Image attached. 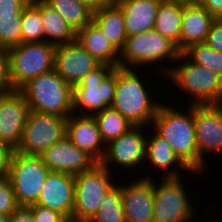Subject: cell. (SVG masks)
<instances>
[{
    "instance_id": "ab89813d",
    "label": "cell",
    "mask_w": 222,
    "mask_h": 222,
    "mask_svg": "<svg viewBox=\"0 0 222 222\" xmlns=\"http://www.w3.org/2000/svg\"><path fill=\"white\" fill-rule=\"evenodd\" d=\"M216 19L222 18V0H197Z\"/></svg>"
},
{
    "instance_id": "1f68e13d",
    "label": "cell",
    "mask_w": 222,
    "mask_h": 222,
    "mask_svg": "<svg viewBox=\"0 0 222 222\" xmlns=\"http://www.w3.org/2000/svg\"><path fill=\"white\" fill-rule=\"evenodd\" d=\"M22 14H0V47L9 49L22 43Z\"/></svg>"
},
{
    "instance_id": "5bb4252c",
    "label": "cell",
    "mask_w": 222,
    "mask_h": 222,
    "mask_svg": "<svg viewBox=\"0 0 222 222\" xmlns=\"http://www.w3.org/2000/svg\"><path fill=\"white\" fill-rule=\"evenodd\" d=\"M29 106L19 90L0 94V142L14 150L20 144Z\"/></svg>"
},
{
    "instance_id": "30bf717a",
    "label": "cell",
    "mask_w": 222,
    "mask_h": 222,
    "mask_svg": "<svg viewBox=\"0 0 222 222\" xmlns=\"http://www.w3.org/2000/svg\"><path fill=\"white\" fill-rule=\"evenodd\" d=\"M68 117L29 110L20 144L15 152L40 156L66 137Z\"/></svg>"
},
{
    "instance_id": "7c38bea8",
    "label": "cell",
    "mask_w": 222,
    "mask_h": 222,
    "mask_svg": "<svg viewBox=\"0 0 222 222\" xmlns=\"http://www.w3.org/2000/svg\"><path fill=\"white\" fill-rule=\"evenodd\" d=\"M198 149V172L205 168L207 152L222 153V104L193 105ZM205 154V155H204Z\"/></svg>"
},
{
    "instance_id": "4316f807",
    "label": "cell",
    "mask_w": 222,
    "mask_h": 222,
    "mask_svg": "<svg viewBox=\"0 0 222 222\" xmlns=\"http://www.w3.org/2000/svg\"><path fill=\"white\" fill-rule=\"evenodd\" d=\"M105 145L126 133L133 125L117 110L108 107L93 115Z\"/></svg>"
},
{
    "instance_id": "8fae6325",
    "label": "cell",
    "mask_w": 222,
    "mask_h": 222,
    "mask_svg": "<svg viewBox=\"0 0 222 222\" xmlns=\"http://www.w3.org/2000/svg\"><path fill=\"white\" fill-rule=\"evenodd\" d=\"M180 177H162L154 183L153 222H190L194 209ZM188 196V197H187ZM188 198V199H187ZM191 203V204H190Z\"/></svg>"
},
{
    "instance_id": "b9f144b4",
    "label": "cell",
    "mask_w": 222,
    "mask_h": 222,
    "mask_svg": "<svg viewBox=\"0 0 222 222\" xmlns=\"http://www.w3.org/2000/svg\"><path fill=\"white\" fill-rule=\"evenodd\" d=\"M0 222H9V216L3 213H0Z\"/></svg>"
},
{
    "instance_id": "3957f363",
    "label": "cell",
    "mask_w": 222,
    "mask_h": 222,
    "mask_svg": "<svg viewBox=\"0 0 222 222\" xmlns=\"http://www.w3.org/2000/svg\"><path fill=\"white\" fill-rule=\"evenodd\" d=\"M19 91L29 110L69 117L73 113V86L54 69L24 84Z\"/></svg>"
},
{
    "instance_id": "ee69618b",
    "label": "cell",
    "mask_w": 222,
    "mask_h": 222,
    "mask_svg": "<svg viewBox=\"0 0 222 222\" xmlns=\"http://www.w3.org/2000/svg\"><path fill=\"white\" fill-rule=\"evenodd\" d=\"M66 222H75V221L70 219V220H67Z\"/></svg>"
},
{
    "instance_id": "ac0fdd59",
    "label": "cell",
    "mask_w": 222,
    "mask_h": 222,
    "mask_svg": "<svg viewBox=\"0 0 222 222\" xmlns=\"http://www.w3.org/2000/svg\"><path fill=\"white\" fill-rule=\"evenodd\" d=\"M75 196V177L61 172H49L36 205L61 213L72 220Z\"/></svg>"
},
{
    "instance_id": "277c9868",
    "label": "cell",
    "mask_w": 222,
    "mask_h": 222,
    "mask_svg": "<svg viewBox=\"0 0 222 222\" xmlns=\"http://www.w3.org/2000/svg\"><path fill=\"white\" fill-rule=\"evenodd\" d=\"M184 61L181 65L170 66L167 72L182 92L192 96V105H219L222 104V77L202 65L192 62L183 52L177 61ZM184 59V60H183Z\"/></svg>"
},
{
    "instance_id": "836d02e7",
    "label": "cell",
    "mask_w": 222,
    "mask_h": 222,
    "mask_svg": "<svg viewBox=\"0 0 222 222\" xmlns=\"http://www.w3.org/2000/svg\"><path fill=\"white\" fill-rule=\"evenodd\" d=\"M32 210L34 222H66L67 219L58 211L40 205L28 206Z\"/></svg>"
},
{
    "instance_id": "e0dca14e",
    "label": "cell",
    "mask_w": 222,
    "mask_h": 222,
    "mask_svg": "<svg viewBox=\"0 0 222 222\" xmlns=\"http://www.w3.org/2000/svg\"><path fill=\"white\" fill-rule=\"evenodd\" d=\"M154 181L146 175L121 185L126 222H153Z\"/></svg>"
},
{
    "instance_id": "7a4b0ae2",
    "label": "cell",
    "mask_w": 222,
    "mask_h": 222,
    "mask_svg": "<svg viewBox=\"0 0 222 222\" xmlns=\"http://www.w3.org/2000/svg\"><path fill=\"white\" fill-rule=\"evenodd\" d=\"M137 74L134 68L117 67V84L110 107L120 112L133 126H146L152 123L161 102L150 98L145 83Z\"/></svg>"
},
{
    "instance_id": "2e32d148",
    "label": "cell",
    "mask_w": 222,
    "mask_h": 222,
    "mask_svg": "<svg viewBox=\"0 0 222 222\" xmlns=\"http://www.w3.org/2000/svg\"><path fill=\"white\" fill-rule=\"evenodd\" d=\"M40 157L49 171L73 176L92 169L98 163L86 151L72 144L67 137L49 147Z\"/></svg>"
},
{
    "instance_id": "d6a6232c",
    "label": "cell",
    "mask_w": 222,
    "mask_h": 222,
    "mask_svg": "<svg viewBox=\"0 0 222 222\" xmlns=\"http://www.w3.org/2000/svg\"><path fill=\"white\" fill-rule=\"evenodd\" d=\"M19 204L16 200L11 182L5 174L0 178V213L10 216Z\"/></svg>"
},
{
    "instance_id": "44dd1931",
    "label": "cell",
    "mask_w": 222,
    "mask_h": 222,
    "mask_svg": "<svg viewBox=\"0 0 222 222\" xmlns=\"http://www.w3.org/2000/svg\"><path fill=\"white\" fill-rule=\"evenodd\" d=\"M121 8L127 36L154 28L155 17L163 0H114Z\"/></svg>"
},
{
    "instance_id": "8992f818",
    "label": "cell",
    "mask_w": 222,
    "mask_h": 222,
    "mask_svg": "<svg viewBox=\"0 0 222 222\" xmlns=\"http://www.w3.org/2000/svg\"><path fill=\"white\" fill-rule=\"evenodd\" d=\"M118 67L133 69L138 66L153 65L162 61H177L181 51L178 46L162 34L152 29L144 33L127 36L119 51ZM169 58V59H168Z\"/></svg>"
},
{
    "instance_id": "ffe728a7",
    "label": "cell",
    "mask_w": 222,
    "mask_h": 222,
    "mask_svg": "<svg viewBox=\"0 0 222 222\" xmlns=\"http://www.w3.org/2000/svg\"><path fill=\"white\" fill-rule=\"evenodd\" d=\"M215 19L197 0H183L180 51L204 43Z\"/></svg>"
},
{
    "instance_id": "e575fe53",
    "label": "cell",
    "mask_w": 222,
    "mask_h": 222,
    "mask_svg": "<svg viewBox=\"0 0 222 222\" xmlns=\"http://www.w3.org/2000/svg\"><path fill=\"white\" fill-rule=\"evenodd\" d=\"M205 43L211 49L222 52V18L215 19L212 23Z\"/></svg>"
},
{
    "instance_id": "603a6c76",
    "label": "cell",
    "mask_w": 222,
    "mask_h": 222,
    "mask_svg": "<svg viewBox=\"0 0 222 222\" xmlns=\"http://www.w3.org/2000/svg\"><path fill=\"white\" fill-rule=\"evenodd\" d=\"M92 21L100 28L104 36L116 47L122 49L127 38L124 15L115 2L102 7L92 14Z\"/></svg>"
},
{
    "instance_id": "d590c367",
    "label": "cell",
    "mask_w": 222,
    "mask_h": 222,
    "mask_svg": "<svg viewBox=\"0 0 222 222\" xmlns=\"http://www.w3.org/2000/svg\"><path fill=\"white\" fill-rule=\"evenodd\" d=\"M12 90L9 80L7 49L0 47V94H4Z\"/></svg>"
},
{
    "instance_id": "8d00e7d4",
    "label": "cell",
    "mask_w": 222,
    "mask_h": 222,
    "mask_svg": "<svg viewBox=\"0 0 222 222\" xmlns=\"http://www.w3.org/2000/svg\"><path fill=\"white\" fill-rule=\"evenodd\" d=\"M31 0H0V14H23Z\"/></svg>"
},
{
    "instance_id": "d4e9b609",
    "label": "cell",
    "mask_w": 222,
    "mask_h": 222,
    "mask_svg": "<svg viewBox=\"0 0 222 222\" xmlns=\"http://www.w3.org/2000/svg\"><path fill=\"white\" fill-rule=\"evenodd\" d=\"M183 0H163L158 8L154 30L173 41L180 50Z\"/></svg>"
},
{
    "instance_id": "f546056e",
    "label": "cell",
    "mask_w": 222,
    "mask_h": 222,
    "mask_svg": "<svg viewBox=\"0 0 222 222\" xmlns=\"http://www.w3.org/2000/svg\"><path fill=\"white\" fill-rule=\"evenodd\" d=\"M114 185L103 197L100 208L89 222H126L121 185Z\"/></svg>"
},
{
    "instance_id": "cb8c5ba5",
    "label": "cell",
    "mask_w": 222,
    "mask_h": 222,
    "mask_svg": "<svg viewBox=\"0 0 222 222\" xmlns=\"http://www.w3.org/2000/svg\"><path fill=\"white\" fill-rule=\"evenodd\" d=\"M151 163V166L163 171L165 176L162 177H180L178 170H171L174 164L180 169L190 171L175 155L170 144L160 135L153 131L150 138L146 137L145 162ZM168 168V169H167ZM170 168V169H169ZM170 170V171H169ZM178 171V172H177Z\"/></svg>"
},
{
    "instance_id": "7bdbcfd3",
    "label": "cell",
    "mask_w": 222,
    "mask_h": 222,
    "mask_svg": "<svg viewBox=\"0 0 222 222\" xmlns=\"http://www.w3.org/2000/svg\"><path fill=\"white\" fill-rule=\"evenodd\" d=\"M6 173L0 168V178L4 176Z\"/></svg>"
},
{
    "instance_id": "4dcf8cb0",
    "label": "cell",
    "mask_w": 222,
    "mask_h": 222,
    "mask_svg": "<svg viewBox=\"0 0 222 222\" xmlns=\"http://www.w3.org/2000/svg\"><path fill=\"white\" fill-rule=\"evenodd\" d=\"M183 53L192 62L213 70L222 77V52L211 49L204 42L189 46Z\"/></svg>"
},
{
    "instance_id": "f35d334b",
    "label": "cell",
    "mask_w": 222,
    "mask_h": 222,
    "mask_svg": "<svg viewBox=\"0 0 222 222\" xmlns=\"http://www.w3.org/2000/svg\"><path fill=\"white\" fill-rule=\"evenodd\" d=\"M14 149L8 144L0 142V168L7 173L10 167Z\"/></svg>"
},
{
    "instance_id": "f1b7e54d",
    "label": "cell",
    "mask_w": 222,
    "mask_h": 222,
    "mask_svg": "<svg viewBox=\"0 0 222 222\" xmlns=\"http://www.w3.org/2000/svg\"><path fill=\"white\" fill-rule=\"evenodd\" d=\"M22 43L44 42L45 31L41 17V0H31L22 14Z\"/></svg>"
},
{
    "instance_id": "52a82bcc",
    "label": "cell",
    "mask_w": 222,
    "mask_h": 222,
    "mask_svg": "<svg viewBox=\"0 0 222 222\" xmlns=\"http://www.w3.org/2000/svg\"><path fill=\"white\" fill-rule=\"evenodd\" d=\"M56 45L48 42L21 43L7 49L9 80L19 90L29 80L54 69Z\"/></svg>"
},
{
    "instance_id": "ba28073f",
    "label": "cell",
    "mask_w": 222,
    "mask_h": 222,
    "mask_svg": "<svg viewBox=\"0 0 222 222\" xmlns=\"http://www.w3.org/2000/svg\"><path fill=\"white\" fill-rule=\"evenodd\" d=\"M112 172L100 163L75 175V196L72 220L89 222L100 208L104 195L114 186Z\"/></svg>"
},
{
    "instance_id": "60d3db41",
    "label": "cell",
    "mask_w": 222,
    "mask_h": 222,
    "mask_svg": "<svg viewBox=\"0 0 222 222\" xmlns=\"http://www.w3.org/2000/svg\"><path fill=\"white\" fill-rule=\"evenodd\" d=\"M84 4L92 13L99 11L102 7L110 4L114 0H79Z\"/></svg>"
},
{
    "instance_id": "74e56055",
    "label": "cell",
    "mask_w": 222,
    "mask_h": 222,
    "mask_svg": "<svg viewBox=\"0 0 222 222\" xmlns=\"http://www.w3.org/2000/svg\"><path fill=\"white\" fill-rule=\"evenodd\" d=\"M9 222H34L32 210L28 206H19L9 216Z\"/></svg>"
},
{
    "instance_id": "5b68a950",
    "label": "cell",
    "mask_w": 222,
    "mask_h": 222,
    "mask_svg": "<svg viewBox=\"0 0 222 222\" xmlns=\"http://www.w3.org/2000/svg\"><path fill=\"white\" fill-rule=\"evenodd\" d=\"M116 84L117 67L100 64L73 85V113L93 116L110 107Z\"/></svg>"
},
{
    "instance_id": "7402d4cb",
    "label": "cell",
    "mask_w": 222,
    "mask_h": 222,
    "mask_svg": "<svg viewBox=\"0 0 222 222\" xmlns=\"http://www.w3.org/2000/svg\"><path fill=\"white\" fill-rule=\"evenodd\" d=\"M76 40L101 64L118 67L119 51L93 21L77 31Z\"/></svg>"
},
{
    "instance_id": "83f0119b",
    "label": "cell",
    "mask_w": 222,
    "mask_h": 222,
    "mask_svg": "<svg viewBox=\"0 0 222 222\" xmlns=\"http://www.w3.org/2000/svg\"><path fill=\"white\" fill-rule=\"evenodd\" d=\"M78 31L92 21V12L79 0H43Z\"/></svg>"
},
{
    "instance_id": "9a60e30c",
    "label": "cell",
    "mask_w": 222,
    "mask_h": 222,
    "mask_svg": "<svg viewBox=\"0 0 222 222\" xmlns=\"http://www.w3.org/2000/svg\"><path fill=\"white\" fill-rule=\"evenodd\" d=\"M100 64L77 40L71 43L56 45L54 70L72 86Z\"/></svg>"
},
{
    "instance_id": "6da1fadb",
    "label": "cell",
    "mask_w": 222,
    "mask_h": 222,
    "mask_svg": "<svg viewBox=\"0 0 222 222\" xmlns=\"http://www.w3.org/2000/svg\"><path fill=\"white\" fill-rule=\"evenodd\" d=\"M182 112L160 104L151 126H155V132L170 144L179 160L192 173L199 174L193 105L188 113Z\"/></svg>"
},
{
    "instance_id": "9c48e42d",
    "label": "cell",
    "mask_w": 222,
    "mask_h": 222,
    "mask_svg": "<svg viewBox=\"0 0 222 222\" xmlns=\"http://www.w3.org/2000/svg\"><path fill=\"white\" fill-rule=\"evenodd\" d=\"M50 171L40 156L13 153L6 173L19 206L36 204Z\"/></svg>"
},
{
    "instance_id": "4fadbf2b",
    "label": "cell",
    "mask_w": 222,
    "mask_h": 222,
    "mask_svg": "<svg viewBox=\"0 0 222 222\" xmlns=\"http://www.w3.org/2000/svg\"><path fill=\"white\" fill-rule=\"evenodd\" d=\"M142 128L144 126H132L126 133L107 143L105 148H108L105 149L100 164L108 170L114 164L132 170L144 163L146 136Z\"/></svg>"
},
{
    "instance_id": "484cf974",
    "label": "cell",
    "mask_w": 222,
    "mask_h": 222,
    "mask_svg": "<svg viewBox=\"0 0 222 222\" xmlns=\"http://www.w3.org/2000/svg\"><path fill=\"white\" fill-rule=\"evenodd\" d=\"M41 17L45 42L59 45L76 41L77 31L73 26L43 0H41Z\"/></svg>"
},
{
    "instance_id": "d6986e66",
    "label": "cell",
    "mask_w": 222,
    "mask_h": 222,
    "mask_svg": "<svg viewBox=\"0 0 222 222\" xmlns=\"http://www.w3.org/2000/svg\"><path fill=\"white\" fill-rule=\"evenodd\" d=\"M66 137L100 163L106 148L94 116L72 113L66 122Z\"/></svg>"
}]
</instances>
